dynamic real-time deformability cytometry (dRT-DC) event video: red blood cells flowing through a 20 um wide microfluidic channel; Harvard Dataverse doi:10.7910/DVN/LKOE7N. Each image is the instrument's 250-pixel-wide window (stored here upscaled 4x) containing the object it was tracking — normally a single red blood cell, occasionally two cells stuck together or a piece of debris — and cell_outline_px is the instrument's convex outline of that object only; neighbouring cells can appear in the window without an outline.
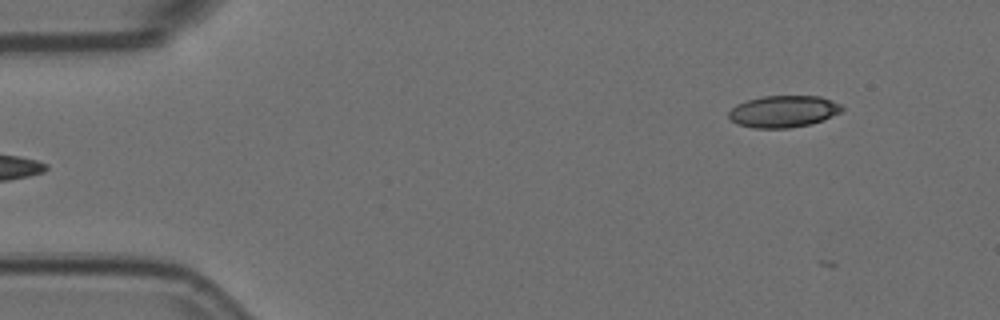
{"species": "Egyptian fruit bat (a non-hibernating species)", "species_latin": "Rousettus aegyptiacus", "temperature_condition": "room temperature", "stored_images_in_passage": 4, "segment_of_instrument_passage": [2, 2], "camera_frame_rate_fps": 3000, "um_per_image_px": 0.085, "animal": {"sex": "female"}, "frame": {"image": 1, "passage_image": 4, "time_ms": 1.0, "image_size_px": [1000, 320], "cell_outline_px": [[844, 108], [840, 112], [812, 124], [788, 128], [752, 128], [736, 124], [728, 116], [728, 112], [736, 104], [748, 100], [764, 96], [820, 96], [840, 104]], "centroid_in_image_um": [66.56, 9.48], "position_along_channel_um": 18.4, "area_um2": 20.92}}